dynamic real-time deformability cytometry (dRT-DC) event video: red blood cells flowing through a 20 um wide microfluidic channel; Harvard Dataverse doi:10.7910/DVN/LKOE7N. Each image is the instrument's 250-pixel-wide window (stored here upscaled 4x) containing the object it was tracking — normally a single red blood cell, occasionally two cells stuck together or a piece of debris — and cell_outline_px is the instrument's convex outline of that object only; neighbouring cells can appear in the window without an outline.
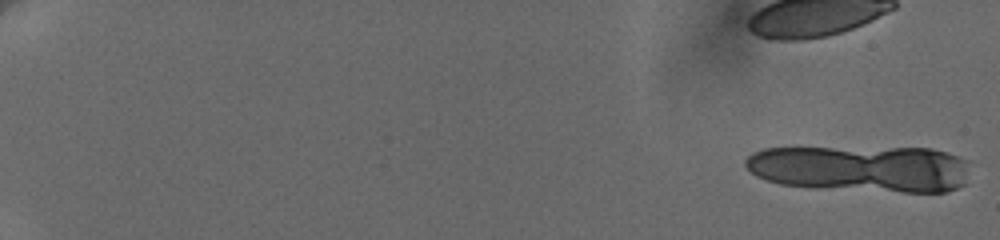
{"species": "human", "species_latin": "Homo sapiens", "temperature_condition": "cold", "stored_images_in_passage": 10, "camera_frame_rate_fps": 3000, "um_per_image_px": 0.085, "donor": {"sex": "female"}, "frame": {"image": 1, "passage_image": 1, "time_ms": 0.0, "image_size_px": [1000, 240], "cell_outline_px": [[964, 184], [948, 192], [904, 192], [812, 188], [780, 184], [756, 176], [744, 164], [744, 160], [752, 152], [764, 148], [932, 148], [956, 156], [964, 160]], "centroid_in_image_um": [73.11, 14.34], "position_along_channel_um": 11.9, "area_um2": 60.86}}
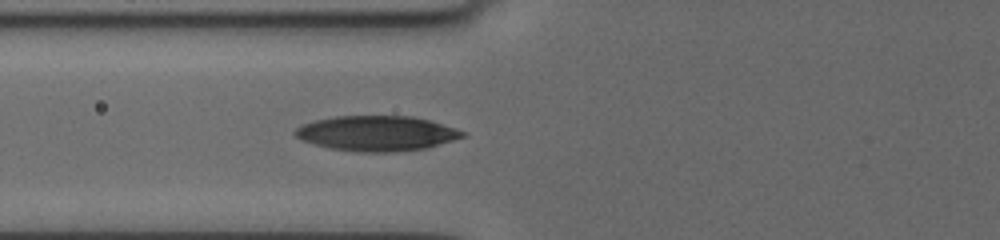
{"frame": {"image": 2, "passage_image": 10, "time_ms": 9.0, "image_size_px": [1000, 240], "cell_outline_px": [[464, 136], [428, 148], [392, 152], [360, 152], [332, 148], [312, 144], [300, 140], [292, 132], [296, 128], [304, 124], [316, 120], [336, 116], [412, 116], [428, 120], [456, 128], [464, 132]], "centroid_in_image_um": [31.99, 11.34], "position_along_channel_um": 93.8, "area_um2": 34.1}}